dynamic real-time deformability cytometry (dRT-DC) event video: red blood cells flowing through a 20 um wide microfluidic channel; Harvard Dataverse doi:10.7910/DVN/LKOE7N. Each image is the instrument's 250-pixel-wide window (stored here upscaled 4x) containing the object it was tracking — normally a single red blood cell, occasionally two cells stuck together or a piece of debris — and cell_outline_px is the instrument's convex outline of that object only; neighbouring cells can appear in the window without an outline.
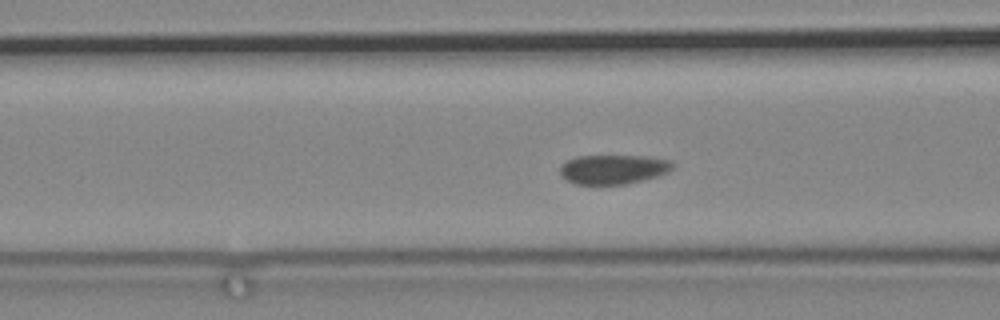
{"species": "common noctule bat (a hibernating species)", "species_latin": "Nyctalus noctula", "temperature_condition": "cold", "stored_images_in_passage": 50, "camera_frame_rate_fps": 3000, "um_per_image_px": 0.085, "animal": {"sex": "male", "body_mass_g": 19.2, "forearm_length_mm": 51.8}, "frame": {"image": 1, "passage_image": 8, "time_ms": 2.333, "image_size_px": [1000, 320], "cell_outline_px": [[676, 164], [668, 172], [656, 176], [624, 184], [576, 184], [560, 176], [560, 164], [564, 160], [576, 156], [652, 156], [672, 160]], "centroid_in_image_um": [52.12, 14.37], "position_along_channel_um": 114.5, "area_um2": 19.48}}
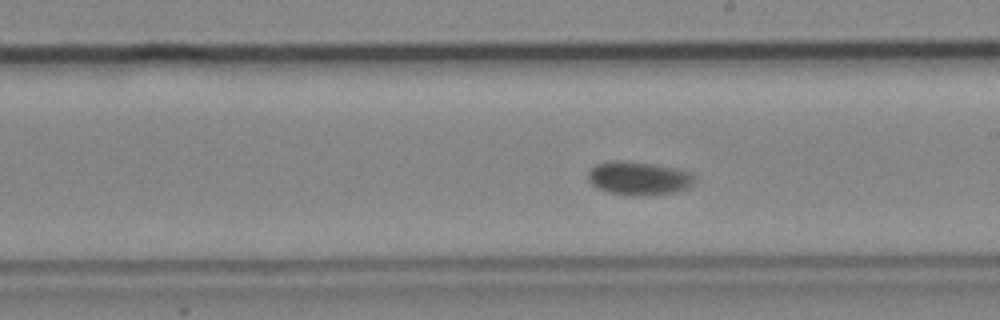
{"frame": {"image": 2, "passage_image": 20, "time_ms": 6.333, "image_size_px": [1000, 320], "cell_outline_px": [[696, 180], [688, 188], [676, 192], [640, 196], [632, 196], [608, 192], [596, 188], [588, 180], [588, 172], [596, 164], [608, 160], [620, 160], [652, 164], [676, 168], [692, 172]], "centroid_in_image_um": [54.29, 15.15], "position_along_channel_um": 234.7, "area_um2": 21.04}}
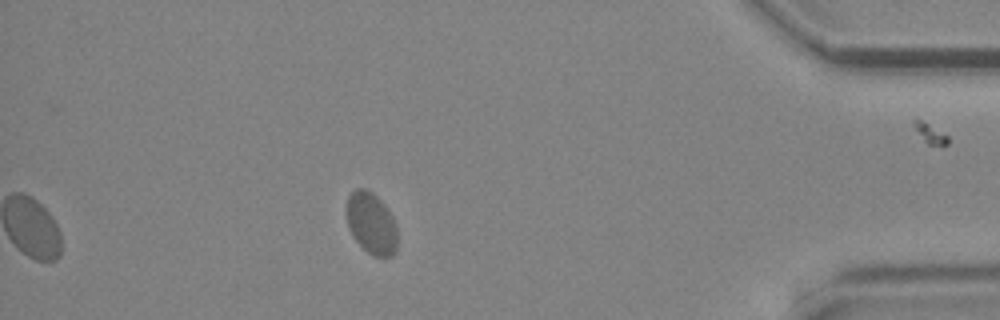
{"frame": {"image": 3, "passage_image": 50, "time_ms": 16.333, "image_size_px": [1000, 320], "cell_outline_px": [[396, 252], [392, 256], [372, 256], [352, 236], [348, 228], [344, 212], [348, 196], [356, 188], [364, 188], [372, 192], [384, 204], [392, 216], [396, 224]], "centroid_in_image_um": [31.52, 18.96], "position_along_channel_um": 403.7, "area_um2": 18.44}}